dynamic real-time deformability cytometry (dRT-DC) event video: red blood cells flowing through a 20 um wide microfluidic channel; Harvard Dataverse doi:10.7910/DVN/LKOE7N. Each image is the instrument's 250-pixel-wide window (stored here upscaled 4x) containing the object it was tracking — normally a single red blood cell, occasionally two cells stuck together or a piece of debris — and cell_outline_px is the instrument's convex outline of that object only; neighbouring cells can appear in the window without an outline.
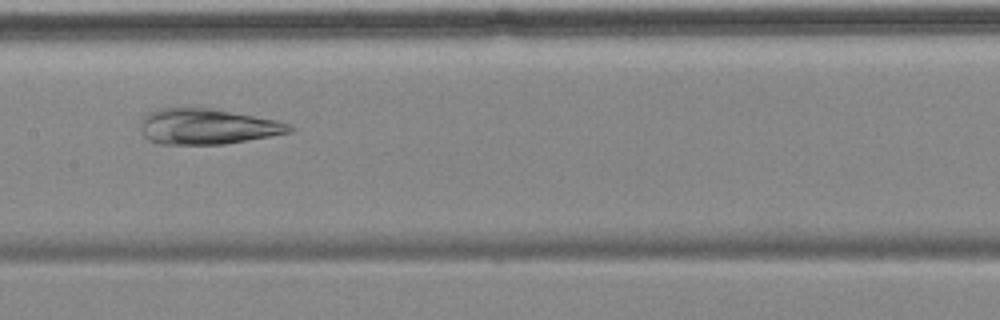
{"species": "common noctule bat (a hibernating species)", "species_latin": "Nyctalus noctula", "temperature_condition": "cold", "stored_images_in_passage": 10, "camera_frame_rate_fps": 3000, "um_per_image_px": 0.085, "animal": {"sex": "female", "body_mass_g": 18.4}, "frame": {"image": 1, "passage_image": 7, "time_ms": 8.0, "image_size_px": [1000, 320], "cell_outline_px": [[296, 128], [292, 132], [224, 144], [160, 144], [148, 140], [144, 136], [140, 128], [140, 120], [148, 112], [160, 108], [212, 108], [276, 120], [292, 124]], "centroid_in_image_um": [17.61, 10.75], "position_along_channel_um": 189.8, "area_um2": 30.98}}